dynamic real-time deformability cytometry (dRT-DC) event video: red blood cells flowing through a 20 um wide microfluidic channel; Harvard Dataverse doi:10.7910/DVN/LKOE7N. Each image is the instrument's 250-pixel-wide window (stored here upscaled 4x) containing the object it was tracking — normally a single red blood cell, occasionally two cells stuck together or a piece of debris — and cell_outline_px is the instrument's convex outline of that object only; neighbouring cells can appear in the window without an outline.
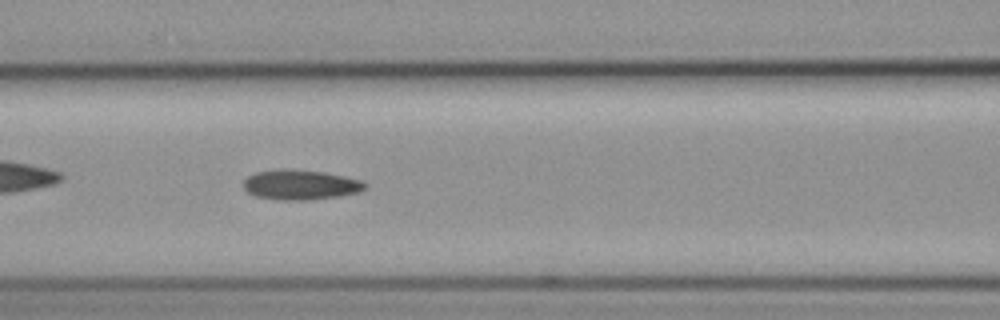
{"species": "common noctule bat (a hibernating species)", "species_latin": "Nyctalus noctula", "temperature_condition": "cold", "stored_images_in_passage": 43, "camera_frame_rate_fps": 3000, "um_per_image_px": 0.085, "animal": {"sex": "female", "body_mass_g": 19.3, "forearm_length_mm": 54.1}, "frame": {"image": 1, "passage_image": 13, "time_ms": 4.0, "image_size_px": [1000, 320], "cell_outline_px": [[368, 188], [360, 192], [340, 196], [312, 200], [280, 200], [256, 196], [248, 192], [244, 188], [244, 180], [248, 176], [256, 172], [324, 172], [344, 176], [360, 180], [368, 184]], "centroid_in_image_um": [25.63, 15.77], "position_along_channel_um": 141.0, "area_um2": 20.4}}
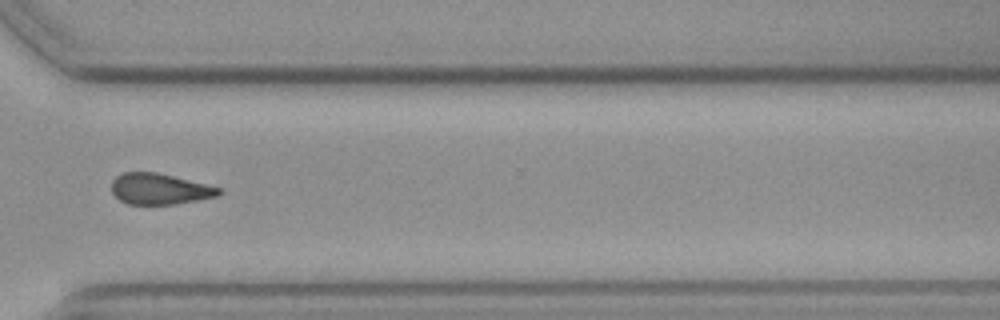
{"frame": {"image": 2, "passage_image": 31, "time_ms": 10.0, "image_size_px": [1000, 320], "cell_outline_px": [[224, 192], [220, 196], [200, 200], [176, 204], [128, 204], [120, 200], [112, 192], [112, 180], [116, 176], [124, 172], [156, 172], [220, 188]], "centroid_in_image_um": [13.58, 16.07], "position_along_channel_um": 357.0, "area_um2": 19.31}}